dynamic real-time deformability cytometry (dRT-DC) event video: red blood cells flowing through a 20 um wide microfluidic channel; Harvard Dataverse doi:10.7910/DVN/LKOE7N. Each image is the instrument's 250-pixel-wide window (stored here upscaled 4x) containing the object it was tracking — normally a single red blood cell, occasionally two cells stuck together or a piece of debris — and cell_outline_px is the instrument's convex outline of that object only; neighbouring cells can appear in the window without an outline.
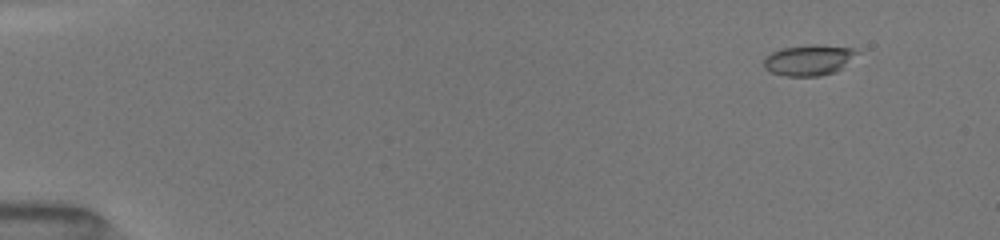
{"species": "common noctule bat (a hibernating species)", "species_latin": "Nyctalus noctula", "temperature_condition": "room temperature", "stored_images_in_passage": 82, "camera_frame_rate_fps": 3000, "um_per_image_px": 0.085, "animal": {"sex": "female", "body_mass_g": 19.5, "forearm_length_mm": 54.1}, "frame": {"image": 1, "passage_image": 12, "time_ms": 1.333, "image_size_px": [1000, 240], "cell_outline_px": [[860, 52], [836, 72], [820, 76], [784, 76], [768, 72], [764, 68], [764, 60], [772, 52], [780, 48], [808, 44], [816, 44], [852, 48]], "centroid_in_image_um": [68.72, 5.11], "position_along_channel_um": 16.3, "area_um2": 16.82}}
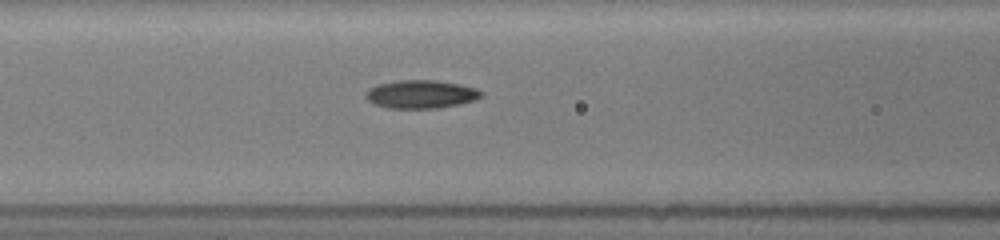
{"frame": {"image": 2, "passage_image": 46, "time_ms": 7.333, "image_size_px": [1000, 240], "cell_outline_px": [[484, 96], [476, 100], [436, 108], [388, 108], [376, 104], [368, 100], [364, 96], [364, 92], [368, 88], [376, 84], [400, 80], [436, 80], [476, 88], [484, 92]], "centroid_in_image_um": [35.76, 8.0], "position_along_channel_um": 130.8, "area_um2": 19.02}}
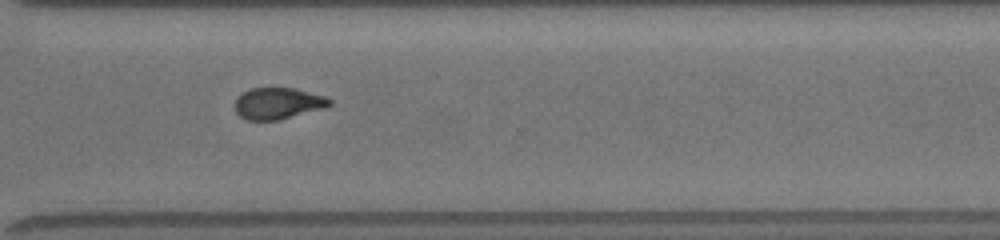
{"frame": {"image": 3, "passage_image": 81, "time_ms": 12.667, "image_size_px": [1000, 240], "cell_outline_px": [[332, 104], [324, 108], [280, 120], [248, 120], [240, 116], [236, 112], [236, 96], [252, 88], [292, 88], [324, 96], [332, 100]], "centroid_in_image_um": [23.63, 8.79], "position_along_channel_um": 347.0, "area_um2": 17.22}}